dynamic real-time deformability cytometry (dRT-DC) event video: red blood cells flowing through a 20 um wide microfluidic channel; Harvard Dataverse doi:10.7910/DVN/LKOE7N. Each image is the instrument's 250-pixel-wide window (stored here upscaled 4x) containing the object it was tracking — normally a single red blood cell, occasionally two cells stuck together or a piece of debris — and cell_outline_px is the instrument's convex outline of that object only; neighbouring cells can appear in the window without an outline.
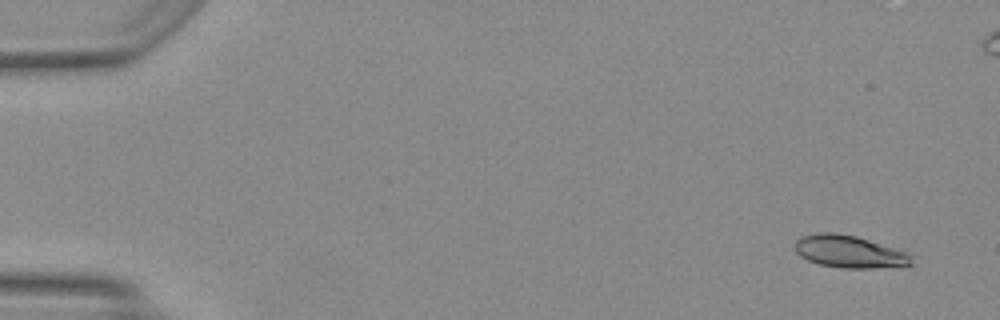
{"species": "Egyptian fruit bat (a non-hibernating species)", "species_latin": "Rousettus aegyptiacus", "temperature_condition": "warm", "stored_images_in_passage": 48, "segment_of_instrument_passage": [1, 2], "camera_frame_rate_fps": 3000, "um_per_image_px": 0.085, "animal": {"sex": "female"}, "frame": {"image": 1, "passage_image": 1, "time_ms": 0.0, "image_size_px": [1000, 320], "cell_outline_px": [[912, 264], [872, 268], [840, 268], [820, 264], [808, 260], [800, 256], [796, 252], [796, 240], [800, 236], [816, 232], [836, 232], [856, 236], [908, 252]], "centroid_in_image_um": [72.13, 21.37], "position_along_channel_um": 12.9, "area_um2": 21.85}}
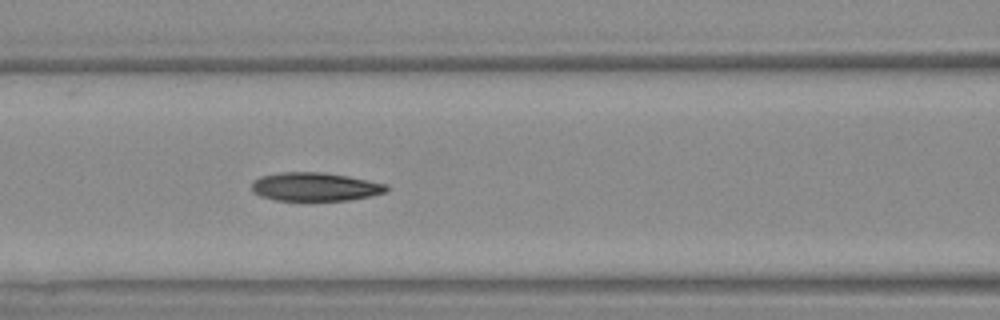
{"frame": {"image": 2, "passage_image": 20, "time_ms": 6.333, "image_size_px": [1000, 320], "cell_outline_px": [[388, 188], [384, 192], [368, 196], [348, 200], [276, 200], [260, 196], [252, 192], [252, 180], [260, 176], [280, 172], [320, 172], [348, 176], [388, 184]], "centroid_in_image_um": [26.73, 15.86], "position_along_channel_um": 139.9, "area_um2": 22.31}}
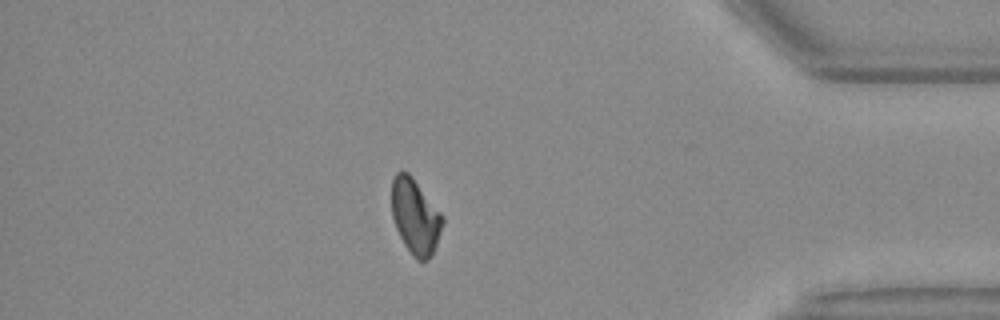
{"frame": {"image": 3, "passage_image": 41, "time_ms": 13.333, "image_size_px": [1000, 320], "cell_outline_px": [[444, 220], [436, 244], [428, 260], [416, 260], [412, 256], [404, 244], [396, 228], [392, 216], [392, 180], [396, 172], [408, 172], [412, 176], [444, 216]], "centroid_in_image_um": [35.29, 18.39], "position_along_channel_um": 399.9, "area_um2": 22.14}}